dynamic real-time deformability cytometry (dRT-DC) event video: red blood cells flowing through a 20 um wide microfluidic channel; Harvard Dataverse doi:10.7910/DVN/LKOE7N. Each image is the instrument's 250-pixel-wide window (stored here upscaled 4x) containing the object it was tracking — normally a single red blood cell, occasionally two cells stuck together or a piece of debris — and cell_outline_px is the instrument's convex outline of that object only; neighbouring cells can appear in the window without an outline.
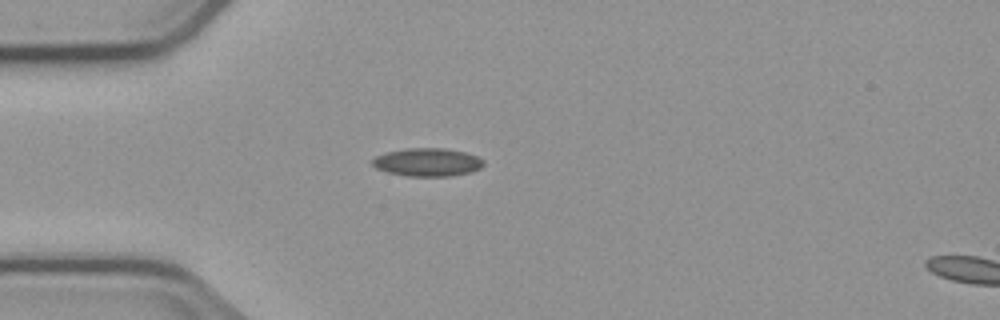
{"species": "common noctule bat (a hibernating species)", "species_latin": "Nyctalus noctula", "temperature_condition": "cold", "stored_images_in_passage": 2, "camera_frame_rate_fps": 3000, "um_per_image_px": 0.085, "animal": {"sex": "male", "body_mass_g": 23.1, "forearm_length_mm": 52.7}, "frame": {"image": 1, "passage_image": 1, "time_ms": 0.0, "image_size_px": [1000, 320], "cell_outline_px": [[484, 164], [480, 168], [472, 172], [452, 176], [408, 176], [388, 172], [376, 168], [372, 164], [372, 160], [376, 156], [384, 152], [408, 148], [444, 148], [464, 152], [476, 156], [484, 160]], "centroid_in_image_um": [36.34, 13.79], "position_along_channel_um": 48.7, "area_um2": 18.26}}